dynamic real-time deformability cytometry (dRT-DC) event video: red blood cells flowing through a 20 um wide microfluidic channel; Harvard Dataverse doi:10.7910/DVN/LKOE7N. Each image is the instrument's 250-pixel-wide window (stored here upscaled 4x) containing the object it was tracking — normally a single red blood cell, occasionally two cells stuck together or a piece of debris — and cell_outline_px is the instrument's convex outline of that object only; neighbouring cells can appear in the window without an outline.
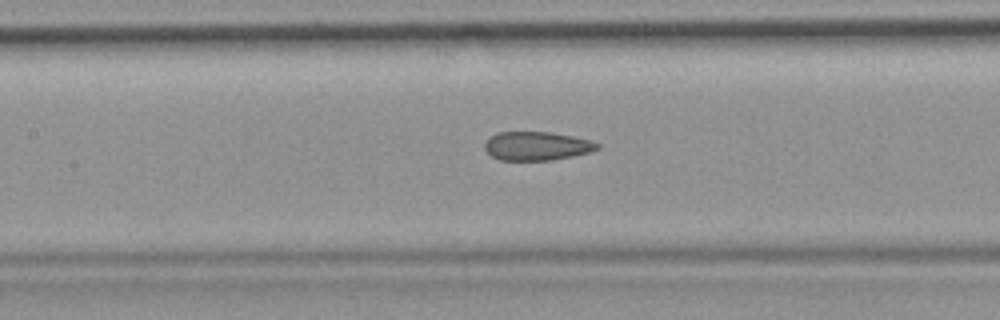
{"species": "common noctule bat (a hibernating species)", "species_latin": "Nyctalus noctula", "temperature_condition": "room temperature", "stored_images_in_passage": 34, "camera_frame_rate_fps": 3000, "um_per_image_px": 0.085, "animal": {"sex": "female", "body_mass_g": 19.9}, "frame": {"image": 1, "passage_image": 15, "time_ms": 4.667, "image_size_px": [1000, 320], "cell_outline_px": [[600, 148], [592, 152], [552, 160], [500, 160], [492, 156], [484, 148], [484, 144], [496, 132], [552, 132], [592, 140], [600, 144]], "centroid_in_image_um": [45.67, 12.41], "position_along_channel_um": 161.7, "area_um2": 18.9}}